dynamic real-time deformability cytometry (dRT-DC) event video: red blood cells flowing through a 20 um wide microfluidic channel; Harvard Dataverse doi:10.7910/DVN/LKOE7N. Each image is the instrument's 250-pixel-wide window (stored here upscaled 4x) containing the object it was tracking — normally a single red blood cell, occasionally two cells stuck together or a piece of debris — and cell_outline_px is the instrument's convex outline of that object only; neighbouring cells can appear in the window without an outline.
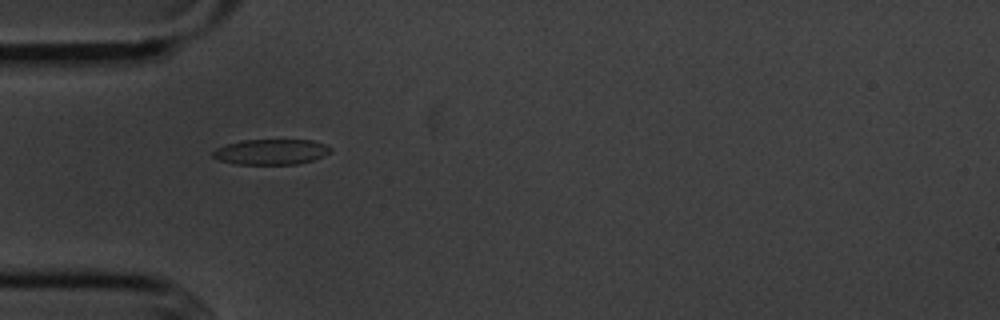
{"species": "common noctule bat (a hibernating species)", "species_latin": "Nyctalus noctula", "temperature_condition": "cold", "stored_images_in_passage": 39, "camera_frame_rate_fps": 3000, "um_per_image_px": 0.085, "animal": {"sex": "male", "body_mass_g": 20.1, "forearm_length_mm": 53.5}, "frame": {"image": 1, "passage_image": 1, "time_ms": 0.0, "image_size_px": [1000, 320], "cell_outline_px": [[332, 152], [312, 160], [296, 164], [236, 164], [220, 160], [212, 156], [212, 152], [216, 148], [228, 144], [244, 140], [312, 140], [324, 144], [332, 148]], "centroid_in_image_um": [23.06, 12.91], "position_along_channel_um": 61.9, "area_um2": 17.28}}
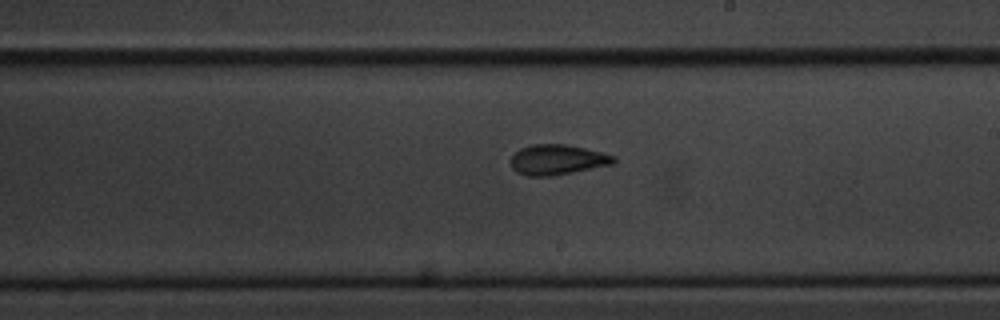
{"frame": {"image": 2, "passage_image": 16, "time_ms": 5.0, "image_size_px": [1000, 320], "cell_outline_px": [[616, 160], [612, 164], [552, 176], [528, 176], [516, 172], [512, 168], [512, 156], [520, 148], [532, 144], [564, 144], [584, 148], [616, 156]], "centroid_in_image_um": [47.36, 13.57], "position_along_channel_um": 241.6, "area_um2": 17.92}}
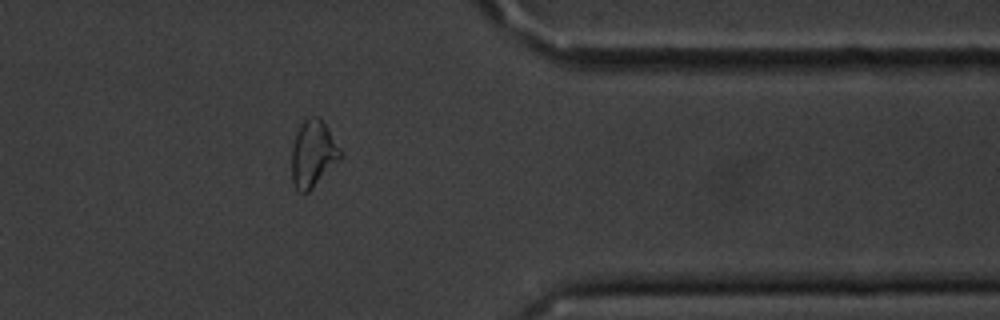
{"frame": {"image": 3, "passage_image": 29, "time_ms": 9.333, "image_size_px": [1000, 320], "cell_outline_px": [[344, 156], [308, 192], [300, 192], [296, 188], [292, 180], [292, 144], [296, 132], [304, 120], [312, 116], [320, 116], [328, 128], [340, 148]], "centroid_in_image_um": [26.62, 13.05], "position_along_channel_um": 384.8, "area_um2": 18.96}, "authors_computed_cell_mechanics": {"area_um2": 17.9758, "velocity_mm_per_s": 3.6193, "shape_relaxation_time_tau1_ms": 4.7919, "shape_relaxation_time_tau2_ms": 1.9076, "deformation_change_tau1": 0.1301, "deformation_change_tau2": 0.0893}}